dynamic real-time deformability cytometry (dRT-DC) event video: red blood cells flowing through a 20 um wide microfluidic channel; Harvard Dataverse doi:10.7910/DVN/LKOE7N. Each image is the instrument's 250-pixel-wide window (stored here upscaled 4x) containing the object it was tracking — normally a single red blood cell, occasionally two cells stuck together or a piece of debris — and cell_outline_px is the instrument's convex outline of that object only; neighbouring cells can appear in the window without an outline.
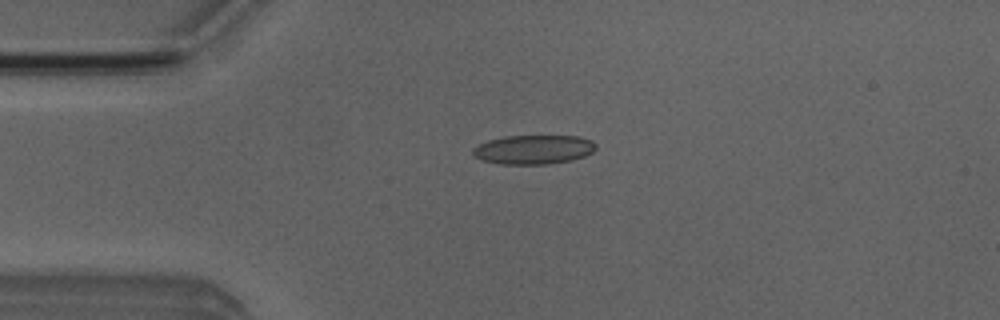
{"species": "Egyptian fruit bat (a non-hibernating species)", "species_latin": "Rousettus aegyptiacus", "temperature_condition": "room temperature", "stored_images_in_passage": 6, "camera_frame_rate_fps": 3000, "um_per_image_px": 0.085, "animal": {"sex": "male"}, "frame": {"image": 1, "passage_image": 4, "time_ms": 3.333, "image_size_px": [1000, 320], "cell_outline_px": [[596, 148], [592, 152], [584, 156], [572, 160], [544, 164], [500, 164], [480, 160], [472, 152], [472, 148], [488, 140], [504, 136], [576, 136], [592, 140], [596, 144]], "centroid_in_image_um": [45.34, 12.71], "position_along_channel_um": 39.7, "area_um2": 20.87}}